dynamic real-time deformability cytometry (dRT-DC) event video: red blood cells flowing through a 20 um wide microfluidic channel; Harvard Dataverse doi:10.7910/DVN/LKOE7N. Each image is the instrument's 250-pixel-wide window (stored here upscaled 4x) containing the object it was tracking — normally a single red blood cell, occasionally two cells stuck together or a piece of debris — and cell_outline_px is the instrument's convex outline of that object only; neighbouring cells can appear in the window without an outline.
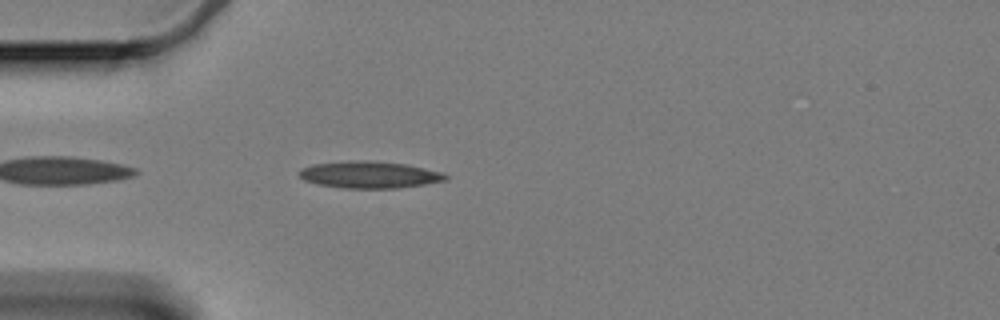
{"species": "Egyptian fruit bat (a non-hibernating species)", "species_latin": "Rousettus aegyptiacus", "temperature_condition": "cold", "stored_images_in_passage": 47, "camera_frame_rate_fps": 3000, "um_per_image_px": 0.085, "animal": {"sex": "female"}, "frame": {"image": 1, "passage_image": 4, "time_ms": 1.0, "image_size_px": [1000, 320], "cell_outline_px": [[448, 176], [444, 180], [424, 184], [396, 188], [344, 188], [316, 184], [304, 180], [300, 176], [300, 172], [304, 168], [312, 164], [348, 160], [372, 160], [404, 164], [440, 172]], "centroid_in_image_um": [31.35, 14.84], "position_along_channel_um": 53.7, "area_um2": 22.66}}
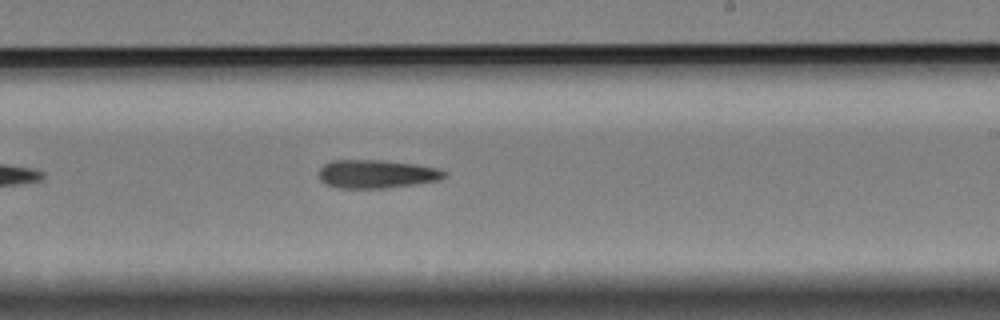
{"frame": {"image": 2, "passage_image": 23, "time_ms": 7.333, "image_size_px": [1000, 320], "cell_outline_px": [[448, 172], [440, 180], [384, 188], [336, 188], [324, 184], [320, 180], [320, 168], [324, 164], [332, 160], [380, 160], [416, 164], [440, 168]], "centroid_in_image_um": [32.0, 14.78], "position_along_channel_um": 257.0, "area_um2": 20.81}}
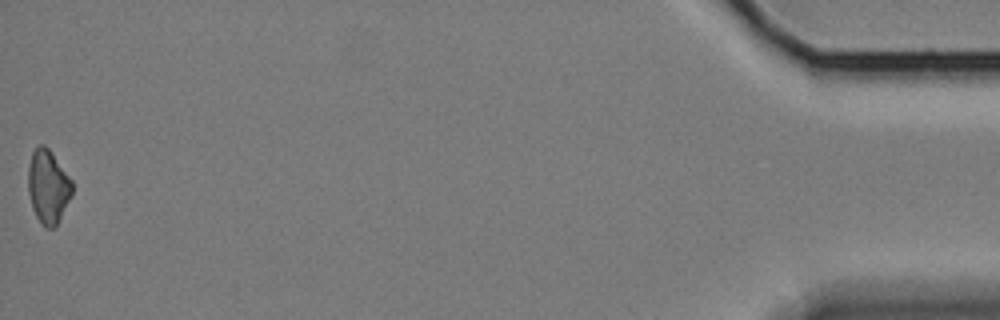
{"frame": {"image": 3, "passage_image": 47, "time_ms": 15.333, "image_size_px": [1000, 320], "cell_outline_px": [[72, 196], [56, 224], [52, 228], [44, 228], [40, 224], [32, 208], [28, 192], [28, 168], [32, 152], [40, 144], [44, 144], [48, 148], [72, 180]], "centroid_in_image_um": [4.07, 15.87], "position_along_channel_um": 431.1, "area_um2": 18.79}}